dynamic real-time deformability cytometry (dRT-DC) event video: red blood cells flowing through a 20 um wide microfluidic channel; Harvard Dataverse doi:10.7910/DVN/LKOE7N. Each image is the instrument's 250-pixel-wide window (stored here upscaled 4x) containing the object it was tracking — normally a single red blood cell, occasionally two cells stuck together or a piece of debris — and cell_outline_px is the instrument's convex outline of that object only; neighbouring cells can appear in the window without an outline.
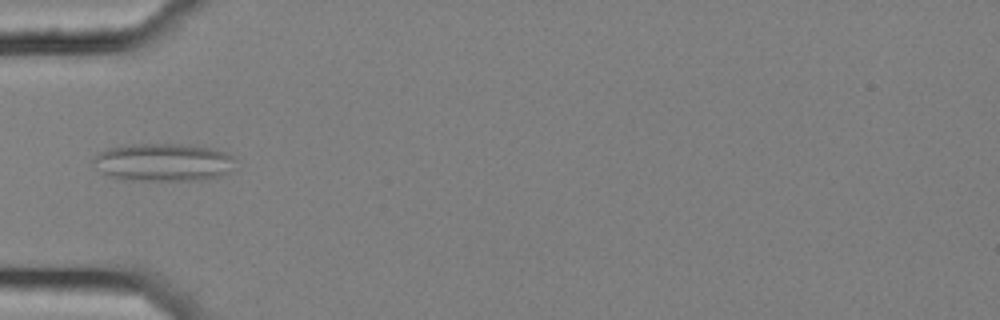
{"species": "common noctule bat (a hibernating species)", "species_latin": "Nyctalus noctula", "temperature_condition": "cold", "stored_images_in_passage": 3, "camera_frame_rate_fps": 3000, "um_per_image_px": 0.085, "animal": {"sex": "female", "body_mass_g": 25.1}, "frame": {"image": 1, "passage_image": 3, "time_ms": 0.667, "image_size_px": [1000, 320], "cell_outline_px": [[232, 168], [228, 172], [220, 176], [200, 180], [124, 180], [108, 176], [96, 168], [92, 160], [100, 152], [108, 148], [128, 144], [180, 144], [212, 148], [224, 152], [232, 156]], "centroid_in_image_um": [13.83, 13.8], "position_along_channel_um": 71.2, "area_um2": 31.21}}